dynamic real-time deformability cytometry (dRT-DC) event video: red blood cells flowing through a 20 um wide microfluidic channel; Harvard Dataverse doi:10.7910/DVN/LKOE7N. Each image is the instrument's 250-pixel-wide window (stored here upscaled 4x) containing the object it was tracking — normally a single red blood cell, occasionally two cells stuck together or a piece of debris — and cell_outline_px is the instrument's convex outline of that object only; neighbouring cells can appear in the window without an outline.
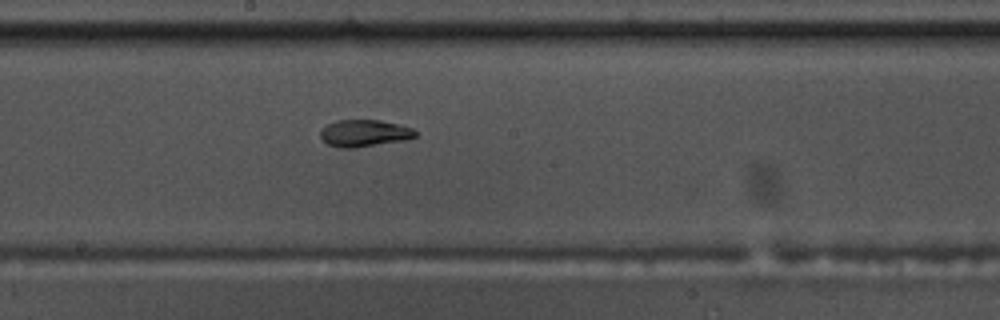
{"species": "common noctule bat (a hibernating species)", "species_latin": "Nyctalus noctula", "temperature_condition": "warm", "stored_images_in_passage": 10, "camera_frame_rate_fps": 3000, "um_per_image_px": 0.085, "animal": {"sex": "male", "body_mass_g": 17.5, "forearm_length_mm": 52.3}, "frame": {"image": 1, "passage_image": 10, "time_ms": 3.0, "image_size_px": [1000, 320], "cell_outline_px": [[416, 136], [408, 140], [352, 148], [340, 148], [328, 144], [320, 136], [320, 132], [328, 124], [336, 120], [380, 120], [412, 128], [416, 132]], "centroid_in_image_um": [30.98, 11.33], "position_along_channel_um": 217.2, "area_um2": 14.8}}